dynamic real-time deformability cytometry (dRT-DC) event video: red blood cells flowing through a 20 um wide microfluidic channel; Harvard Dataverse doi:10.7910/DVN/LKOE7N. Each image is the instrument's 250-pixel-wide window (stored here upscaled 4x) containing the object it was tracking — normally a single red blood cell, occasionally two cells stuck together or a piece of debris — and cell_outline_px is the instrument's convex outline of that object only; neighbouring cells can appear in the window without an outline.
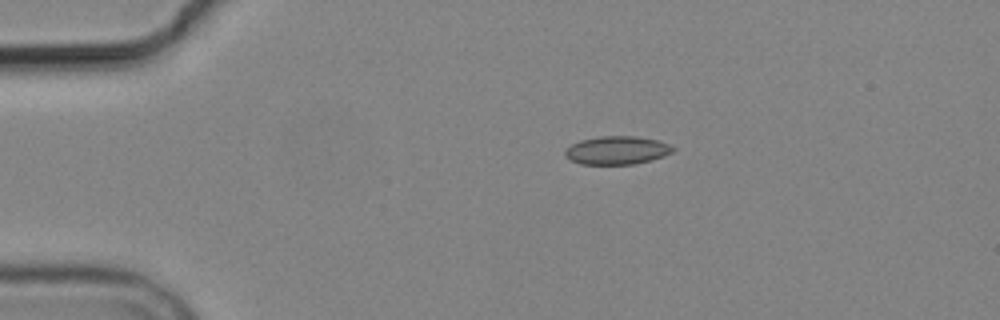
{"species": "common noctule bat (a hibernating species)", "species_latin": "Nyctalus noctula", "temperature_condition": "cold", "stored_images_in_passage": 4, "camera_frame_rate_fps": 3000, "um_per_image_px": 0.085, "animal": {"sex": "male", "body_mass_g": 19.2, "forearm_length_mm": 51.8}, "frame": {"image": 1, "passage_image": 1, "time_ms": 0.0, "image_size_px": [1000, 320], "cell_outline_px": [[676, 148], [672, 152], [664, 156], [652, 160], [636, 164], [580, 164], [564, 156], [564, 152], [572, 144], [580, 140], [600, 136], [636, 136], [656, 140], [668, 144]], "centroid_in_image_um": [52.45, 12.78], "position_along_channel_um": 32.5, "area_um2": 17.74}}
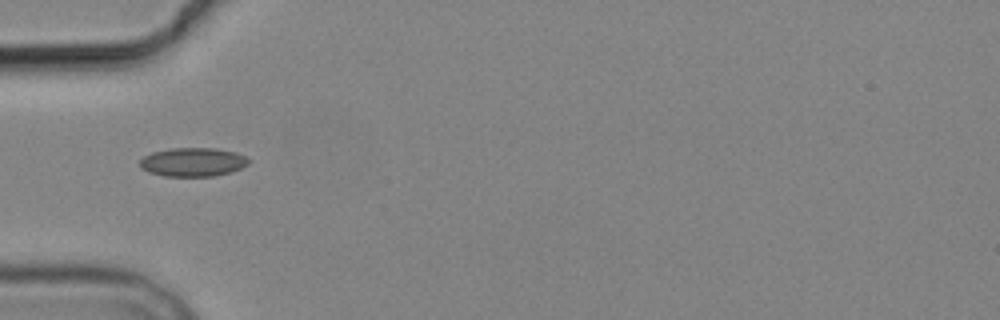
{"frame": {"image": 2, "passage_image": 3, "time_ms": 2.333, "image_size_px": [1000, 320], "cell_outline_px": [[252, 160], [248, 164], [232, 172], [212, 176], [164, 176], [148, 172], [140, 168], [140, 160], [144, 156], [152, 152], [172, 148], [216, 148], [236, 152]], "centroid_in_image_um": [16.4, 13.77], "position_along_channel_um": 68.6, "area_um2": 18.32}}
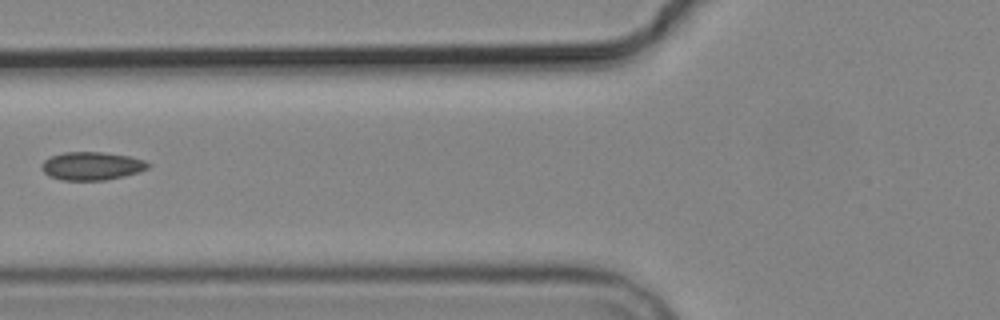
{"frame": {"image": 3, "passage_image": 4, "time_ms": 3.667, "image_size_px": [1000, 320], "cell_outline_px": [[152, 164], [148, 168], [140, 172], [124, 176], [104, 180], [60, 180], [48, 176], [40, 168], [40, 164], [44, 160], [52, 156], [64, 152], [104, 152], [128, 156], [144, 160]], "centroid_in_image_um": [7.79, 14.11], "position_along_channel_um": 118.0, "area_um2": 17.63}}